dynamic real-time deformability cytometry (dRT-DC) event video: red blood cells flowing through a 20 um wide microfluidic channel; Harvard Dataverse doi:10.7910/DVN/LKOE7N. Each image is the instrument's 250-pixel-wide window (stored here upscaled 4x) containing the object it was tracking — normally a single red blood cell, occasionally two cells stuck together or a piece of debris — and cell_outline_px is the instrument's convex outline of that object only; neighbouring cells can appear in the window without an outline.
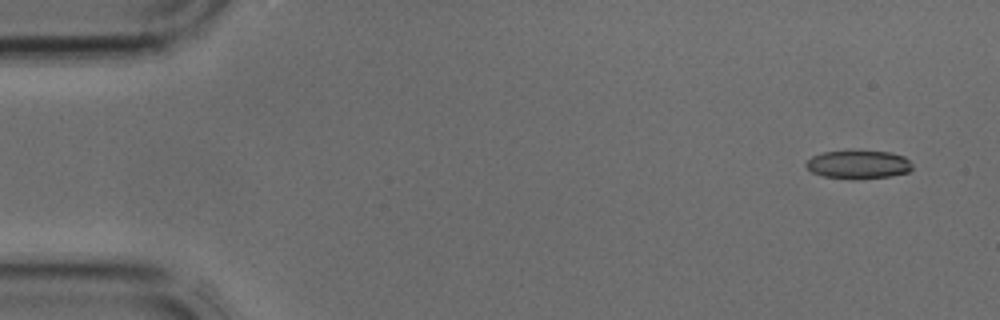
{"species": "common noctule bat (a hibernating species)", "species_latin": "Nyctalus noctula", "temperature_condition": "cold", "stored_images_in_passage": 3, "camera_frame_rate_fps": 3000, "um_per_image_px": 0.085, "animal": {"sex": "male", "body_mass_g": 17.9, "forearm_length_mm": 54.2}, "frame": {"image": 1, "passage_image": 1, "time_ms": 0.0, "image_size_px": [1000, 320], "cell_outline_px": [[912, 168], [908, 172], [892, 176], [852, 180], [824, 176], [812, 172], [804, 164], [812, 156], [824, 152], [892, 152], [904, 156], [912, 164]], "centroid_in_image_um": [72.98, 14.01], "position_along_channel_um": 12.0, "area_um2": 17.4}}